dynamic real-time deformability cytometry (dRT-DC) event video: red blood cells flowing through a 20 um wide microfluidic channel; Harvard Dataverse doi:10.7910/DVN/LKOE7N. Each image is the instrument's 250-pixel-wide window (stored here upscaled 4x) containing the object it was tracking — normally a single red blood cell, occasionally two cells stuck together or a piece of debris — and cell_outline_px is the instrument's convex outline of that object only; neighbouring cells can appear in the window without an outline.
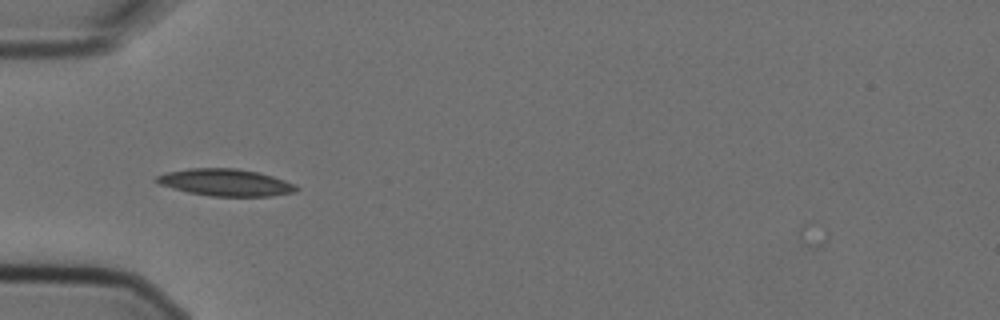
{"species": "Egyptian fruit bat (a non-hibernating species)", "species_latin": "Rousettus aegyptiacus", "temperature_condition": "cold", "stored_images_in_passage": 4, "camera_frame_rate_fps": 3000, "um_per_image_px": 0.085, "animal": {"sex": "female"}, "frame": {"image": 1, "passage_image": 2, "time_ms": 0.333, "image_size_px": [1000, 320], "cell_outline_px": [[300, 188], [296, 192], [272, 196], [212, 196], [188, 192], [172, 188], [160, 184], [152, 180], [156, 176], [164, 172], [188, 168], [236, 168], [256, 172], [272, 176], [296, 184]], "centroid_in_image_um": [19.16, 15.51], "position_along_channel_um": 65.8, "area_um2": 22.14}}
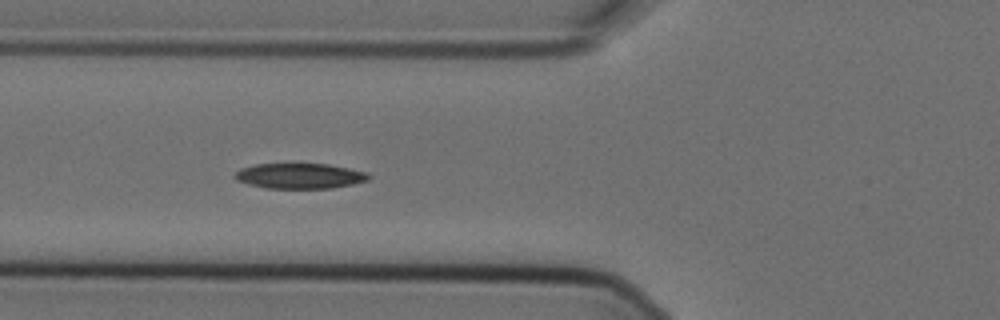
{"frame": {"image": 2, "passage_image": 3, "time_ms": 0.667, "image_size_px": [1000, 320], "cell_outline_px": [[372, 176], [368, 180], [352, 184], [332, 188], [264, 188], [248, 184], [236, 180], [232, 176], [240, 168], [256, 164], [328, 164], [368, 172]], "centroid_in_image_um": [25.47, 14.95], "position_along_channel_um": 100.3, "area_um2": 19.83}}
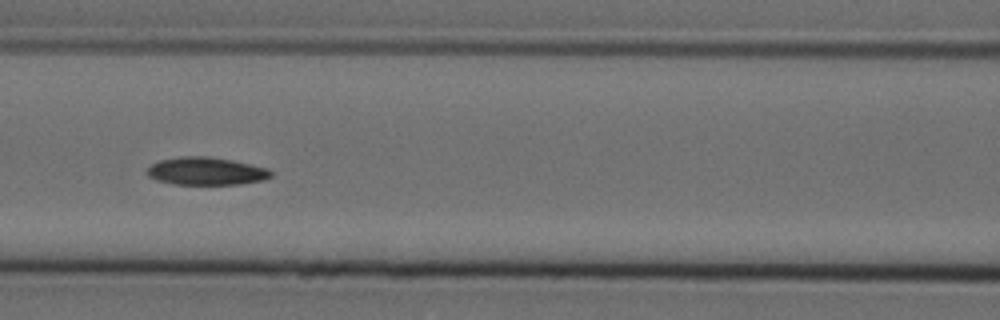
{"frame": {"image": 3, "passage_image": 4, "time_ms": 1.0, "image_size_px": [1000, 320], "cell_outline_px": [[272, 176], [264, 180], [240, 184], [172, 184], [156, 180], [148, 176], [148, 168], [152, 164], [160, 160], [180, 156], [208, 156], [232, 160], [268, 168], [272, 172]], "centroid_in_image_um": [17.53, 14.55], "position_along_channel_um": 149.1, "area_um2": 20.06}}